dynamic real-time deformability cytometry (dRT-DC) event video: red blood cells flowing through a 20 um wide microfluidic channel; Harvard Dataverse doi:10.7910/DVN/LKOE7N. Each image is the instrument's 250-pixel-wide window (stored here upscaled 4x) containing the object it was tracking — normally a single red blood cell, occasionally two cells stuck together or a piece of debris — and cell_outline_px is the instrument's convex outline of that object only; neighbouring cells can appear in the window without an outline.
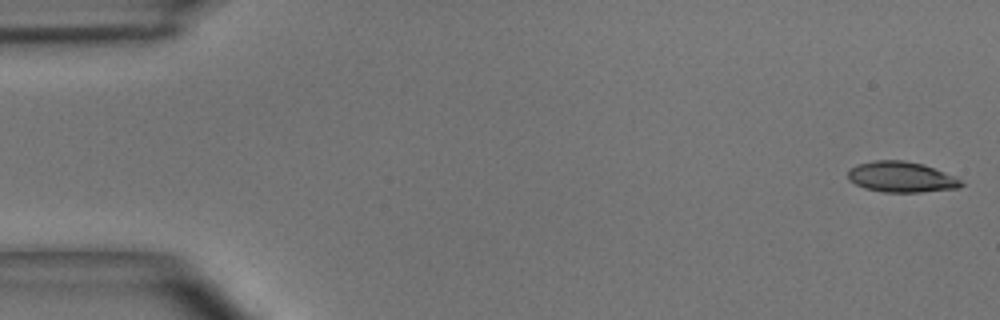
{"species": "common noctule bat (a hibernating species)", "species_latin": "Nyctalus noctula", "temperature_condition": "room temperature", "stored_images_in_passage": 8, "camera_frame_rate_fps": 3000, "um_per_image_px": 0.085, "animal": {"sex": "male", "body_mass_g": 15.6}, "frame": {"image": 1, "passage_image": 1, "time_ms": 0.0, "image_size_px": [1000, 320], "cell_outline_px": [[964, 184], [960, 188], [920, 192], [884, 192], [864, 188], [848, 180], [848, 168], [856, 164], [876, 160], [904, 160], [924, 164], [944, 172], [960, 180]], "centroid_in_image_um": [76.58, 15.04], "position_along_channel_um": 8.4, "area_um2": 20.29}}